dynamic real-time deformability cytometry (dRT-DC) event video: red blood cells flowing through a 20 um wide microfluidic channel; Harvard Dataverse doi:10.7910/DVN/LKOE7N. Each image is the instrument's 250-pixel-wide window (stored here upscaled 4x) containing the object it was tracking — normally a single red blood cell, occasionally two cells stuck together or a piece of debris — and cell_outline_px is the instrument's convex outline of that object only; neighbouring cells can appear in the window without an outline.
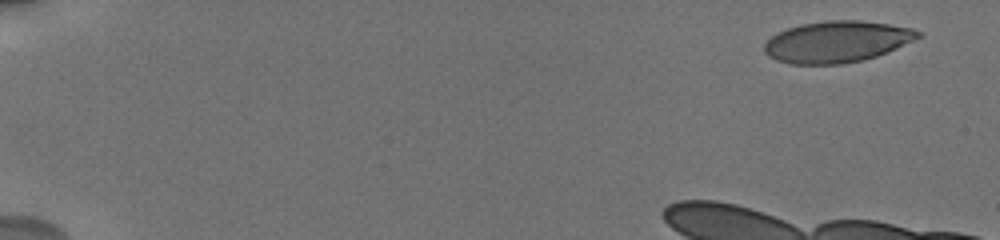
{"species": "human", "species_latin": "Homo sapiens", "temperature_condition": "cold", "stored_images_in_passage": 22, "camera_frame_rate_fps": 3000, "um_per_image_px": 0.085, "donor": {"sex": "male"}, "frame": {"image": 1, "passage_image": 1, "time_ms": 0.0, "image_size_px": [1000, 240], "cell_outline_px": [[924, 36], [896, 48], [876, 56], [864, 60], [840, 64], [788, 64], [776, 60], [768, 56], [764, 52], [764, 44], [772, 36], [788, 28], [800, 24], [828, 20], [860, 20], [888, 24], [912, 28], [920, 32]], "centroid_in_image_um": [71.14, 3.55], "position_along_channel_um": 13.9, "area_um2": 37.11}}